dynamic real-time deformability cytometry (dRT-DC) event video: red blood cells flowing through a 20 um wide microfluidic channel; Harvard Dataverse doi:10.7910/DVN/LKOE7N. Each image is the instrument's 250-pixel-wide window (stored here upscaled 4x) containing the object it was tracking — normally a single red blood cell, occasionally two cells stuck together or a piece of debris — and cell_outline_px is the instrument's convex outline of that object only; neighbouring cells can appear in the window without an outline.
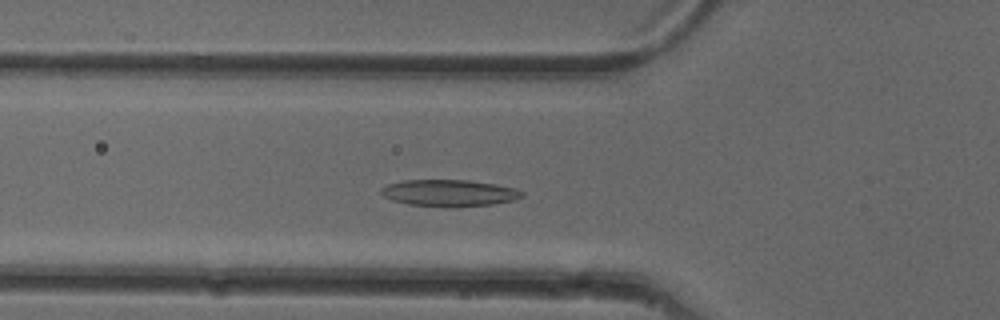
{"species": "common noctule bat (a hibernating species)", "species_latin": "Nyctalus noctula", "temperature_condition": "cold", "stored_images_in_passage": 47, "camera_frame_rate_fps": 3000, "um_per_image_px": 0.085, "animal": {"sex": "female"}, "frame": {"image": 1, "passage_image": 13, "time_ms": 4.0, "image_size_px": [1000, 320], "cell_outline_px": [[524, 196], [516, 200], [492, 204], [452, 208], [444, 208], [408, 204], [392, 200], [384, 196], [380, 192], [380, 188], [388, 184], [404, 180], [468, 180], [496, 184], [512, 188], [524, 192]], "centroid_in_image_um": [38.18, 16.42], "position_along_channel_um": 87.6, "area_um2": 22.2}}
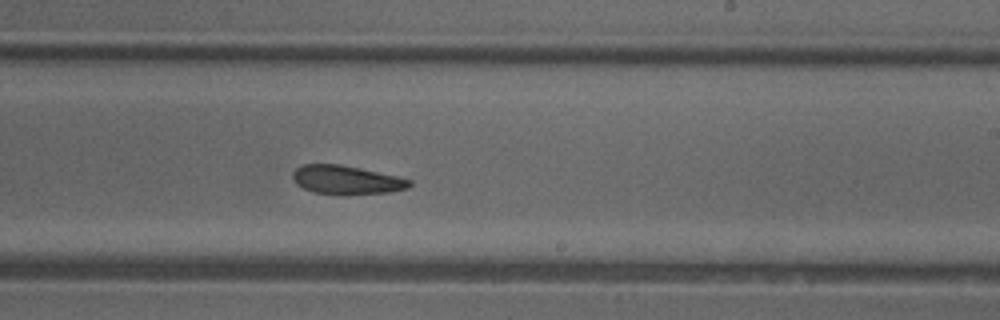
{"frame": {"image": 2, "passage_image": 26, "time_ms": 8.333, "image_size_px": [1000, 320], "cell_outline_px": [[412, 184], [408, 188], [388, 192], [344, 196], [336, 196], [316, 192], [304, 188], [296, 184], [292, 180], [292, 172], [296, 168], [304, 164], [340, 164], [400, 176], [412, 180]], "centroid_in_image_um": [29.46, 15.31], "position_along_channel_um": 259.5, "area_um2": 20.06}}
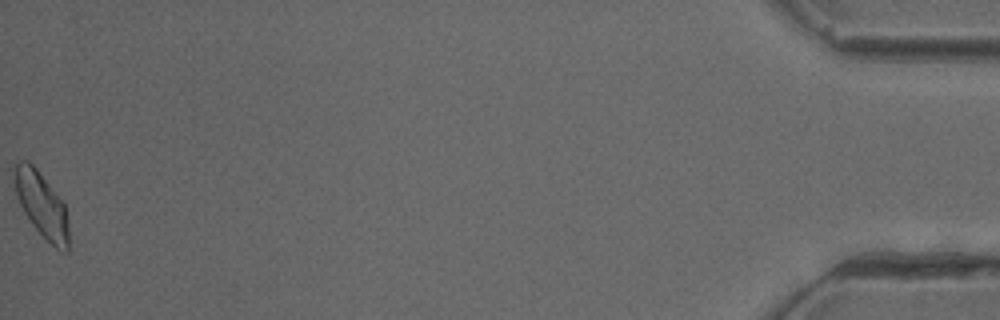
{"frame": {"image": 3, "passage_image": 47, "time_ms": 15.333, "image_size_px": [1000, 320], "cell_outline_px": [[68, 252], [60, 252], [32, 224], [24, 212], [16, 196], [16, 164], [20, 160], [28, 160], [36, 168], [64, 204], [68, 220]], "centroid_in_image_um": [3.57, 17.44], "position_along_channel_um": 431.6, "area_um2": 19.94}, "authors_computed_cell_mechanics": {"area_um2": 20.4612, "velocity_mm_per_s": 3.9599, "shape_relaxation_time_tau1_ms": null, "shape_relaxation_time_tau2_ms": 5.2148, "deformation_change_tau1": null, "deformation_change_tau2": 0.1324}}